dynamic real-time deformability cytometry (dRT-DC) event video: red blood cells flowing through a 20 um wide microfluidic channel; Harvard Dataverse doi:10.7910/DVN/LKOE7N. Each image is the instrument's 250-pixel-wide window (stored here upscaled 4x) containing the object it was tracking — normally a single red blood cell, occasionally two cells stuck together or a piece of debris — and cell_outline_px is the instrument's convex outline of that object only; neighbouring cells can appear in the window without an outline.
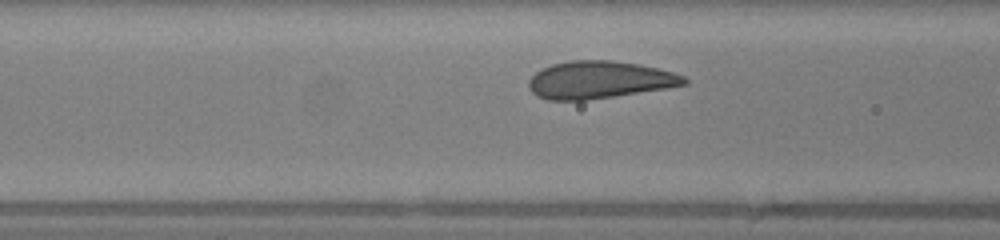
{"species": "human", "species_latin": "Homo sapiens", "temperature_condition": "warm", "stored_images_in_passage": 7, "camera_frame_rate_fps": 3000, "um_per_image_px": 0.085, "donor": {"sex": "female"}, "frame": {"image": 1, "passage_image": 5, "time_ms": 1.333, "image_size_px": [1000, 240], "cell_outline_px": [[688, 84], [664, 88], [612, 96], [584, 100], [548, 100], [536, 96], [528, 88], [528, 80], [540, 68], [552, 64], [568, 60], [612, 60], [640, 64], [672, 72], [684, 76], [688, 80]], "centroid_in_image_um": [50.89, 6.77], "position_along_channel_um": 115.7, "area_um2": 33.81}}